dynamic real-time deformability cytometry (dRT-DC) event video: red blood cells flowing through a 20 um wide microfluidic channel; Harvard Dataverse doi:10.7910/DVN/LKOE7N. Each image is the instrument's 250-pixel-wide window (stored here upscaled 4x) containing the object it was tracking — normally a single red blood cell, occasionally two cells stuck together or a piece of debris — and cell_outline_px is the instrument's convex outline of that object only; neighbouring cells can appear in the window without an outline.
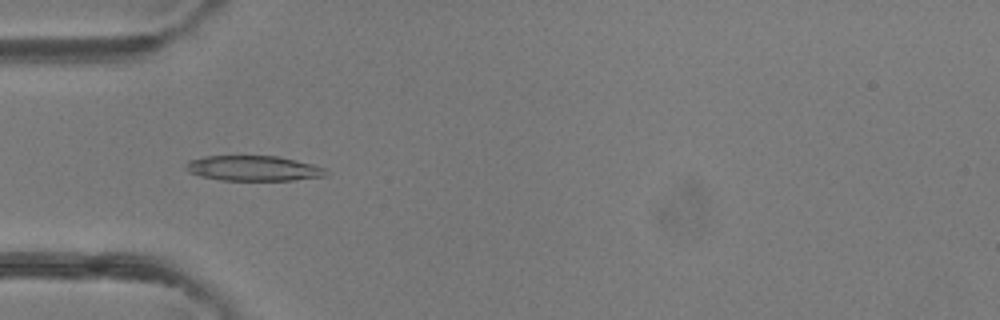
{"species": "common noctule bat (a hibernating species)", "species_latin": "Nyctalus noctula", "temperature_condition": "room temperature", "stored_images_in_passage": 6, "camera_frame_rate_fps": 3000, "um_per_image_px": 0.085, "animal": {"sex": "female"}, "frame": {"image": 1, "passage_image": 5, "time_ms": 1.333, "image_size_px": [1000, 320], "cell_outline_px": [[328, 176], [292, 180], [220, 180], [200, 176], [188, 172], [184, 168], [184, 164], [188, 160], [204, 156], [280, 156], [312, 164], [324, 168], [328, 172]], "centroid_in_image_um": [21.51, 14.3], "position_along_channel_um": 63.5, "area_um2": 20.75}}
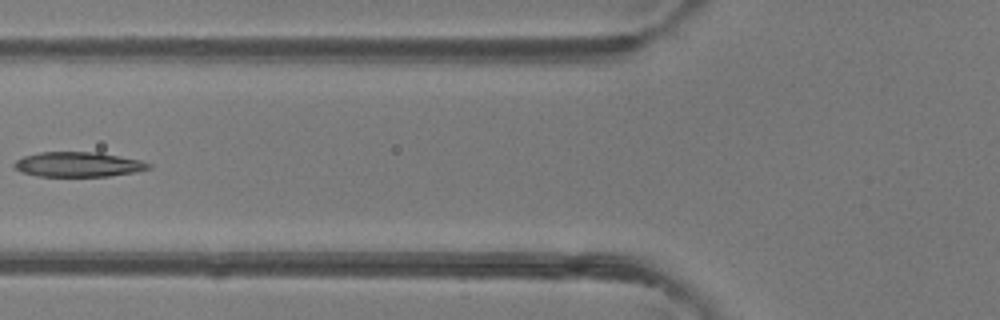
{"frame": {"image": 2, "passage_image": 6, "time_ms": 1.667, "image_size_px": [1000, 320], "cell_outline_px": [[152, 168], [136, 172], [108, 176], [40, 176], [20, 172], [12, 164], [16, 160], [24, 156], [40, 152], [100, 152], [140, 160], [152, 164]], "centroid_in_image_um": [6.67, 13.97], "position_along_channel_um": 119.1, "area_um2": 19.54}}